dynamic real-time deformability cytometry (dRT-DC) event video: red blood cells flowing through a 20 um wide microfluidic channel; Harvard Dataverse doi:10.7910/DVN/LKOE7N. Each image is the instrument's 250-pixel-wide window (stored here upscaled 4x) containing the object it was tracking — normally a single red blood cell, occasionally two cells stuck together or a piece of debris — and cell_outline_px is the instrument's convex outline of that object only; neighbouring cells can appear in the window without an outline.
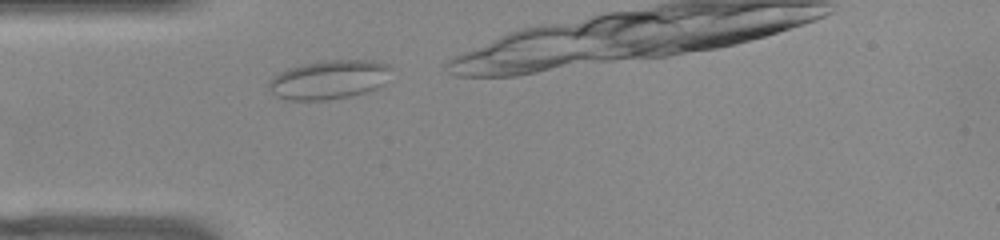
{"species": "common noctule bat (a hibernating species)", "species_latin": "Nyctalus noctula", "temperature_condition": "warm", "stored_images_in_passage": 28, "camera_frame_rate_fps": 3000, "um_per_image_px": 0.085, "animal": {"sex": "female", "body_mass_g": 22.0, "forearm_length_mm": 56.7}, "frame": {"image": 1, "passage_image": 2, "time_ms": 0.333, "image_size_px": [1000, 240], "cell_outline_px": [[392, 68], [384, 84], [376, 88], [364, 92], [348, 96], [328, 100], [288, 100], [276, 96], [268, 88], [268, 80], [280, 72], [288, 68], [304, 64], [324, 60], [380, 60], [392, 64]], "centroid_in_image_um": [28.0, 6.75], "position_along_channel_um": 57.0, "area_um2": 28.03}}
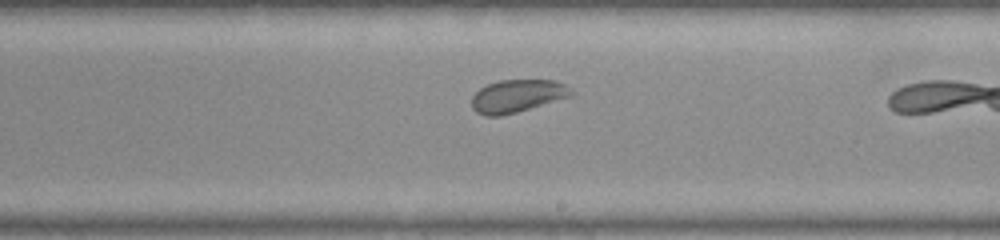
{"frame": {"image": 2, "passage_image": 17, "time_ms": 5.333, "image_size_px": [1000, 240], "cell_outline_px": [[576, 92], [572, 96], [516, 112], [500, 116], [484, 116], [476, 112], [472, 108], [472, 96], [480, 88], [488, 84], [500, 80], [556, 80], [564, 84]], "centroid_in_image_um": [43.98, 8.16], "position_along_channel_um": 245.0, "area_um2": 19.02}}
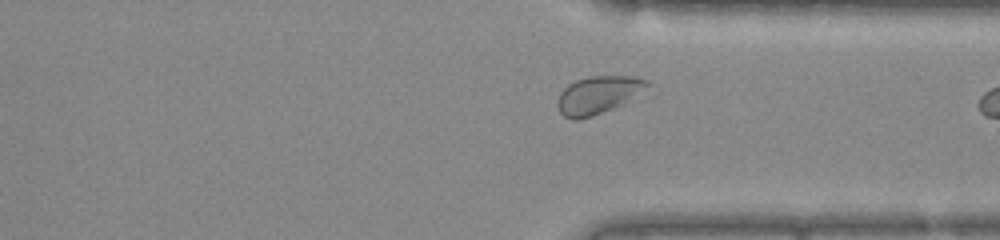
{"frame": {"image": 3, "passage_image": 26, "time_ms": 8.333, "image_size_px": [1000, 240], "cell_outline_px": [[652, 84], [620, 104], [612, 108], [592, 116], [576, 120], [572, 120], [564, 116], [560, 112], [556, 104], [556, 100], [560, 92], [568, 84], [576, 80], [588, 76], [636, 76], [648, 80]], "centroid_in_image_um": [50.79, 8.05], "position_along_channel_um": 360.6, "area_um2": 19.54}}